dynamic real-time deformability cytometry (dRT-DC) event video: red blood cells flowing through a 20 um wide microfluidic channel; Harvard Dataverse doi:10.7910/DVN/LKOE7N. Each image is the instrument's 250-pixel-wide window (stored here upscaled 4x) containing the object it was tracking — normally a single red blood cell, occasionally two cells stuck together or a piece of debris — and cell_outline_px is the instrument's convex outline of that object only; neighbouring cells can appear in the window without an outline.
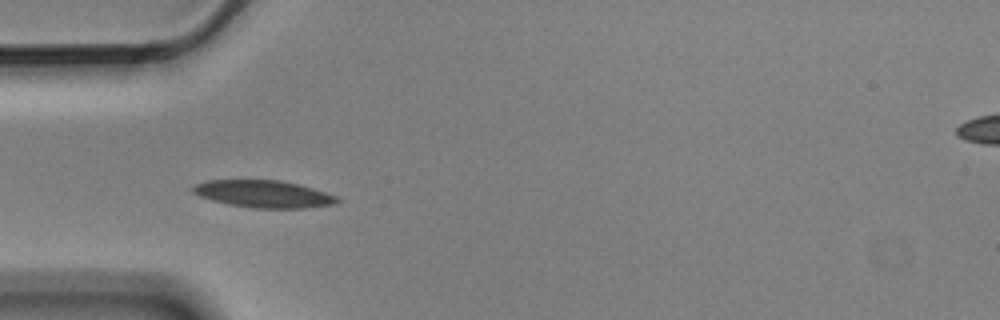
{"species": "Egyptian fruit bat (a non-hibernating species)", "species_latin": "Rousettus aegyptiacus", "temperature_condition": "cold", "stored_images_in_passage": 5, "camera_frame_rate_fps": 3000, "um_per_image_px": 0.085, "animal": {"sex": "male"}, "frame": {"image": 1, "passage_image": 4, "time_ms": 1.0, "image_size_px": [1000, 320], "cell_outline_px": [[340, 200], [336, 204], [304, 208], [252, 208], [228, 204], [212, 200], [200, 196], [192, 192], [192, 188], [196, 184], [208, 180], [280, 180], [312, 188], [340, 196]], "centroid_in_image_um": [22.44, 16.49], "position_along_channel_um": 62.6, "area_um2": 22.89}}
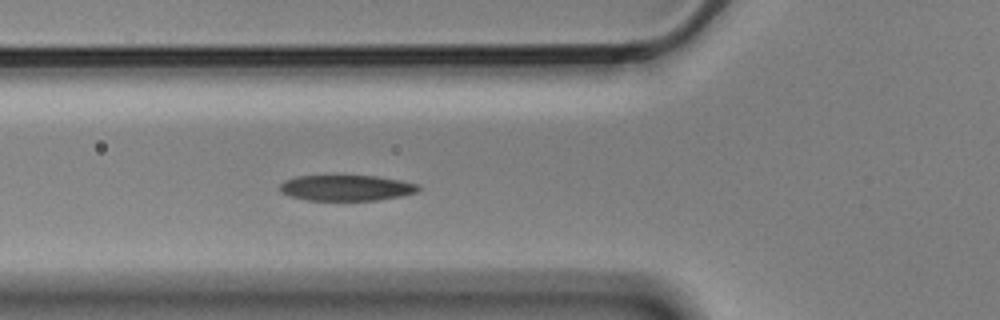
{"frame": {"image": 2, "passage_image": 5, "time_ms": 1.333, "image_size_px": [1000, 320], "cell_outline_px": [[420, 188], [416, 192], [400, 196], [380, 200], [304, 200], [288, 196], [280, 192], [280, 184], [284, 180], [296, 176], [376, 176], [400, 180], [420, 184]], "centroid_in_image_um": [29.42, 15.97], "position_along_channel_um": 96.4, "area_um2": 20.87}}